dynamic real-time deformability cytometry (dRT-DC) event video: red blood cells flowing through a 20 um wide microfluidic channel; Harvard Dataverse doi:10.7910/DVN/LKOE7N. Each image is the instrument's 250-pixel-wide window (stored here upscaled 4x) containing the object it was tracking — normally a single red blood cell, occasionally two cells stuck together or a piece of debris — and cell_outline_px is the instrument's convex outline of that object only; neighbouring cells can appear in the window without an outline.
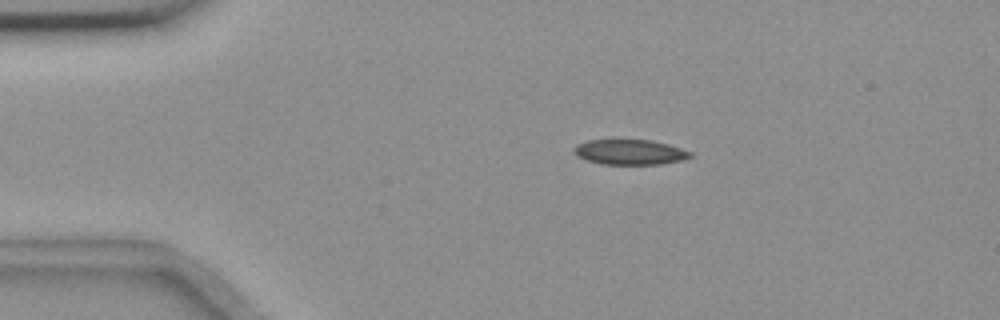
{"species": "common noctule bat (a hibernating species)", "species_latin": "Nyctalus noctula", "temperature_condition": "room temperature", "stored_images_in_passage": 4, "camera_frame_rate_fps": 3000, "um_per_image_px": 0.085, "animal": {"sex": "female", "body_mass_g": 18.4}, "frame": {"image": 1, "passage_image": 2, "time_ms": 2.0, "image_size_px": [1000, 320], "cell_outline_px": [[692, 156], [680, 160], [660, 164], [600, 164], [588, 160], [572, 152], [572, 148], [576, 144], [588, 140], [652, 140], [668, 144], [692, 152]], "centroid_in_image_um": [53.51, 12.92], "position_along_channel_um": 31.5, "area_um2": 16.94}}